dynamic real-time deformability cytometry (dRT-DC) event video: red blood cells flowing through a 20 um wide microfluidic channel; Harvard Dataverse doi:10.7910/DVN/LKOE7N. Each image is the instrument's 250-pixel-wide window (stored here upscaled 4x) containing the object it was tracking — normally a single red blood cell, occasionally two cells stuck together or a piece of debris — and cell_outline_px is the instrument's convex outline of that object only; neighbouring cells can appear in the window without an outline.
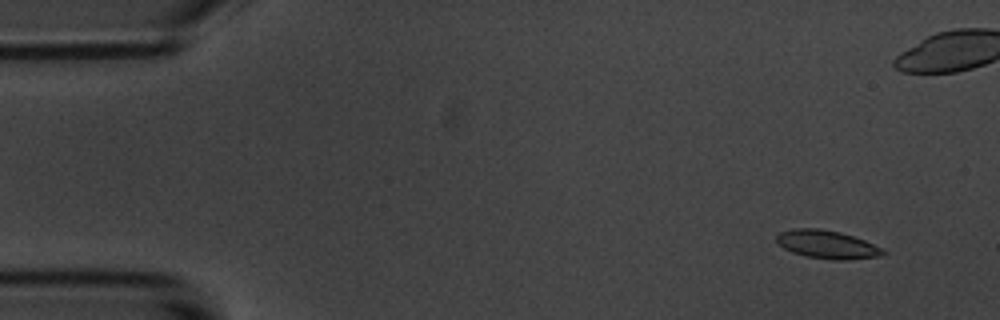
{"species": "common noctule bat (a hibernating species)", "species_latin": "Nyctalus noctula", "temperature_condition": "room temperature", "stored_images_in_passage": 57, "camera_frame_rate_fps": 3000, "um_per_image_px": 0.085, "animal": {"sex": "male", "body_mass_g": 20.1, "forearm_length_mm": 53.5}, "frame": {"image": 1, "passage_image": 4, "time_ms": 1.0, "image_size_px": [1000, 320], "cell_outline_px": [[888, 252], [880, 256], [848, 260], [832, 260], [808, 256], [792, 252], [776, 244], [776, 236], [780, 232], [796, 228], [816, 228], [840, 232], [864, 240]], "centroid_in_image_um": [70.27, 20.78], "position_along_channel_um": 14.7, "area_um2": 17.4}}
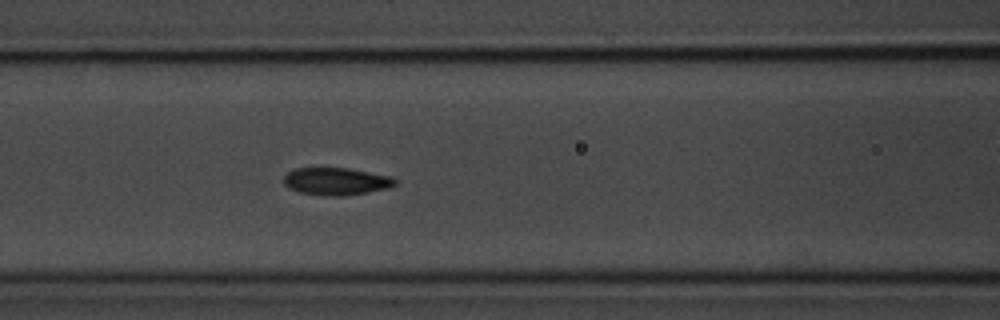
{"frame": {"image": 2, "passage_image": 23, "time_ms": 7.333, "image_size_px": [1000, 320], "cell_outline_px": [[396, 184], [388, 188], [368, 192], [344, 196], [324, 196], [300, 192], [288, 188], [284, 184], [284, 176], [288, 172], [296, 168], [348, 168], [392, 176], [396, 180]], "centroid_in_image_um": [28.58, 15.42], "position_along_channel_um": 138.0, "area_um2": 17.86}}
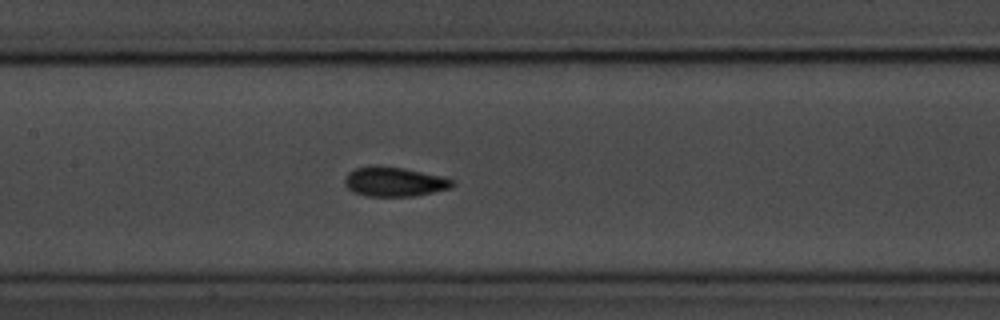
{"frame": {"image": 3, "passage_image": 26, "time_ms": 8.333, "image_size_px": [1000, 320], "cell_outline_px": [[456, 184], [452, 188], [412, 196], [364, 196], [352, 192], [344, 184], [344, 176], [348, 172], [356, 168], [376, 164], [404, 168], [440, 176], [456, 180]], "centroid_in_image_um": [33.49, 15.44], "position_along_channel_um": 173.9, "area_um2": 18.79}, "authors_computed_cell_mechanics": {"area_um2": 17.5712, "velocity_mm_per_s": 3.5744, "shape_relaxation_time_tau1_ms": 2.8162, "shape_relaxation_time_tau2_ms": 2.1504, "deformation_change_tau1": 0.1269, "deformation_change_tau2": 0.0673}}